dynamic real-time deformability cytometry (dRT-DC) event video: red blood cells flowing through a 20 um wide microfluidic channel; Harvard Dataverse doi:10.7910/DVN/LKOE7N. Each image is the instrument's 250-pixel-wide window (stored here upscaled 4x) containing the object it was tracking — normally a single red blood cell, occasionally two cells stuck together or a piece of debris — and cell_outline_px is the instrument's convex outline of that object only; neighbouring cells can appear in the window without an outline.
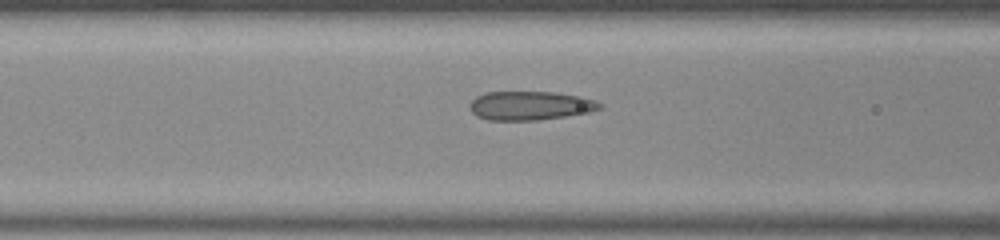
{"species": "common noctule bat (a hibernating species)", "species_latin": "Nyctalus noctula", "temperature_condition": "room temperature", "stored_images_in_passage": 13, "camera_frame_rate_fps": 3000, "um_per_image_px": 0.085, "animal": {"sex": "male", "body_mass_g": 20.0, "forearm_length_mm": 53.3}, "frame": {"image": 1, "passage_image": 11, "time_ms": 3.333, "image_size_px": [1000, 240], "cell_outline_px": [[604, 104], [600, 108], [588, 112], [564, 116], [536, 120], [488, 120], [476, 116], [472, 112], [468, 104], [476, 96], [484, 92], [552, 92], [580, 96], [596, 100]], "centroid_in_image_um": [45.03, 8.97], "position_along_channel_um": 121.6, "area_um2": 21.85}}